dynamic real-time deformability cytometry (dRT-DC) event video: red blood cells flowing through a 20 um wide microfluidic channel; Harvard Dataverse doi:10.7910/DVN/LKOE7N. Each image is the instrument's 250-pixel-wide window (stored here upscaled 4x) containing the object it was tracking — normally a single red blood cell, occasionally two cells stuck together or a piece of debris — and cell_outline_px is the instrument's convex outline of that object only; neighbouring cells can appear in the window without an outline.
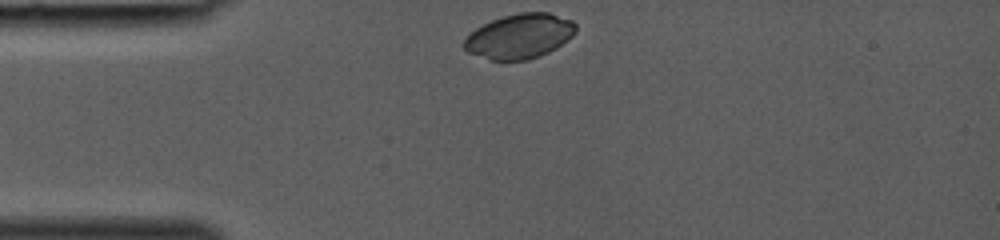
{"species": "common noctule bat (a hibernating species)", "species_latin": "Nyctalus noctula", "temperature_condition": "room temperature", "stored_images_in_passage": 26, "camera_frame_rate_fps": 3000, "um_per_image_px": 0.085, "animal": {"sex": "female", "body_mass_g": 19.0, "forearm_length_mm": 53.3}, "frame": {"image": 1, "passage_image": 1, "time_ms": 0.0, "image_size_px": [1000, 240], "cell_outline_px": [[576, 32], [572, 36], [556, 48], [548, 52], [528, 60], [488, 60], [468, 52], [464, 48], [464, 40], [476, 28], [492, 20], [504, 16], [520, 12], [548, 12], [572, 20], [576, 24]], "centroid_in_image_um": [44.18, 3.08], "position_along_channel_um": 40.8, "area_um2": 28.96}}
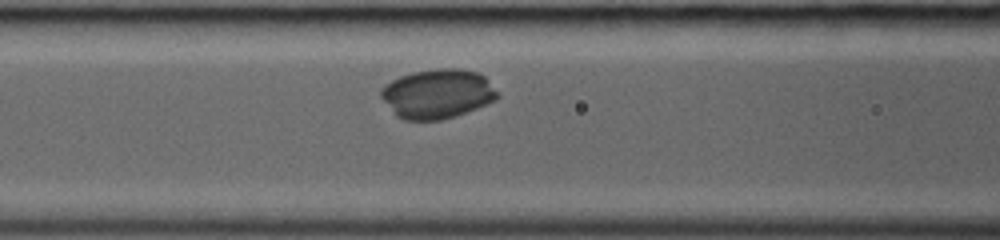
{"frame": {"image": 2, "passage_image": 8, "time_ms": 2.333, "image_size_px": [1000, 240], "cell_outline_px": [[500, 96], [496, 100], [456, 116], [440, 120], [404, 120], [396, 116], [380, 96], [380, 88], [392, 80], [400, 76], [412, 72], [440, 68], [456, 68], [480, 72], [484, 76]], "centroid_in_image_um": [37.17, 7.97], "position_along_channel_um": 129.4, "area_um2": 33.52}}
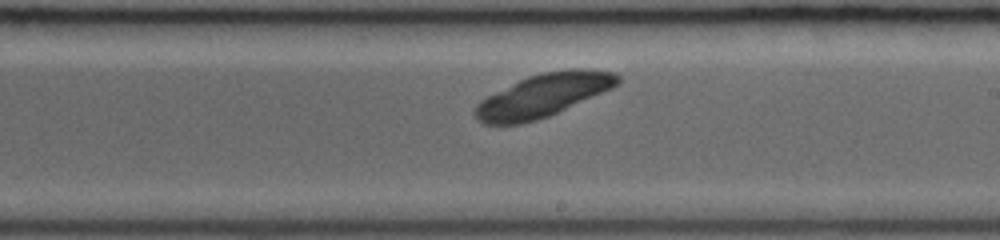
{"frame": {"image": 3, "passage_image": 15, "time_ms": 4.667, "image_size_px": [1000, 240], "cell_outline_px": [[620, 84], [612, 88], [548, 116], [536, 120], [520, 124], [484, 124], [476, 120], [472, 112], [476, 104], [480, 100], [528, 76], [544, 72], [572, 68], [576, 68], [612, 72], [620, 76]], "centroid_in_image_um": [46.14, 8.12], "position_along_channel_um": 242.9, "area_um2": 35.37}}